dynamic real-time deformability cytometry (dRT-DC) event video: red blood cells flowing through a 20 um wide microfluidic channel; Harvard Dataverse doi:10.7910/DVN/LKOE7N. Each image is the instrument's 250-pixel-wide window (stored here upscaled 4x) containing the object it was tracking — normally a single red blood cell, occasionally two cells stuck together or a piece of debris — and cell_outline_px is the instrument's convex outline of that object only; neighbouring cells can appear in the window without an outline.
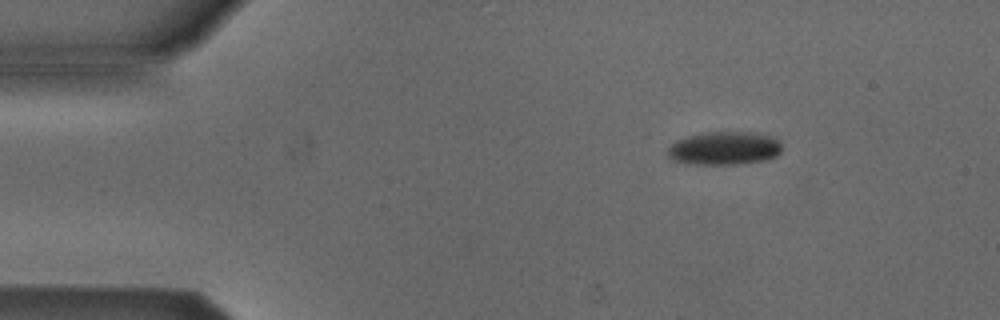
{"species": "Egyptian fruit bat (a non-hibernating species)", "species_latin": "Rousettus aegyptiacus", "temperature_condition": "cold", "stored_images_in_passage": 2, "camera_frame_rate_fps": 3000, "um_per_image_px": 0.085, "animal": {"sex": "male"}, "frame": {"image": 1, "passage_image": 1, "time_ms": 0.0, "image_size_px": [1000, 320], "cell_outline_px": [[780, 152], [776, 156], [764, 160], [736, 164], [696, 164], [676, 160], [668, 156], [668, 148], [676, 140], [688, 136], [704, 132], [760, 132], [776, 136], [780, 144]], "centroid_in_image_um": [61.62, 12.57], "position_along_channel_um": 23.4, "area_um2": 22.14}}